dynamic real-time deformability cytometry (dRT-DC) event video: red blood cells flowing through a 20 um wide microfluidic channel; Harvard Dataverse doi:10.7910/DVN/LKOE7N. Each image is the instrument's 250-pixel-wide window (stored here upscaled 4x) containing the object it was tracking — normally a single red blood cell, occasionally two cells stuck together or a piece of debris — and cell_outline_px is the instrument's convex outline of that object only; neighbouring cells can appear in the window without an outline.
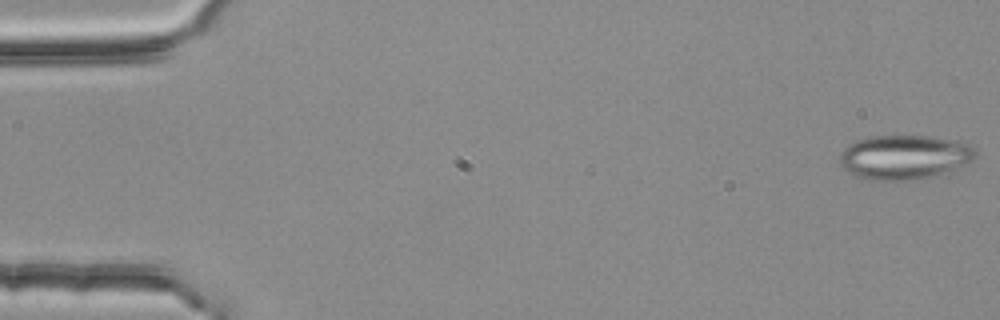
{"species": "common noctule bat (a hibernating species)", "species_latin": "Nyctalus noctula", "temperature_condition": "room temperature", "stored_images_in_passage": 3, "camera_frame_rate_fps": 3000, "um_per_image_px": 0.085, "animal": {"sex": "female", "body_mass_g": 25.1}, "frame": {"image": 1, "passage_image": 1, "time_ms": 0.0, "image_size_px": [1000, 320], "cell_outline_px": [[976, 156], [968, 164], [916, 180], [868, 180], [856, 176], [844, 168], [840, 164], [840, 152], [848, 144], [856, 140], [872, 136], [928, 136], [964, 140], [976, 148]], "centroid_in_image_um": [76.9, 13.33], "position_along_channel_um": 8.1, "area_um2": 35.32}}